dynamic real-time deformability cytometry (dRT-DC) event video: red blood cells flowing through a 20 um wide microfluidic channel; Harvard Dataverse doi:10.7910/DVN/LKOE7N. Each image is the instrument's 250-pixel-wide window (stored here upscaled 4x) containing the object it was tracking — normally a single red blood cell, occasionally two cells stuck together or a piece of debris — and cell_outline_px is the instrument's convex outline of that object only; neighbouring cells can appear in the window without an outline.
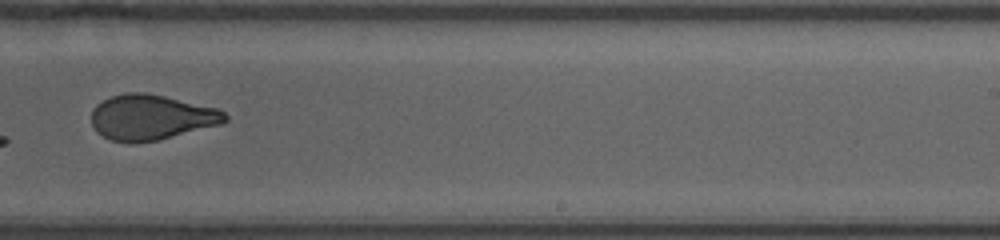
{"species": "human", "species_latin": "Homo sapiens", "temperature_condition": "room temperature", "stored_images_in_passage": 24, "camera_frame_rate_fps": 3000, "um_per_image_px": 0.085, "donor": {"sex": "female"}, "frame": {"image": 1, "passage_image": 14, "time_ms": 4.333, "image_size_px": [1000, 240], "cell_outline_px": [[228, 120], [220, 124], [156, 140], [132, 144], [128, 144], [112, 140], [96, 132], [92, 124], [92, 108], [96, 104], [112, 96], [128, 92], [144, 92], [164, 96], [216, 108], [224, 112], [228, 116]], "centroid_in_image_um": [12.81, 9.97], "position_along_channel_um": 276.2, "area_um2": 35.03}}